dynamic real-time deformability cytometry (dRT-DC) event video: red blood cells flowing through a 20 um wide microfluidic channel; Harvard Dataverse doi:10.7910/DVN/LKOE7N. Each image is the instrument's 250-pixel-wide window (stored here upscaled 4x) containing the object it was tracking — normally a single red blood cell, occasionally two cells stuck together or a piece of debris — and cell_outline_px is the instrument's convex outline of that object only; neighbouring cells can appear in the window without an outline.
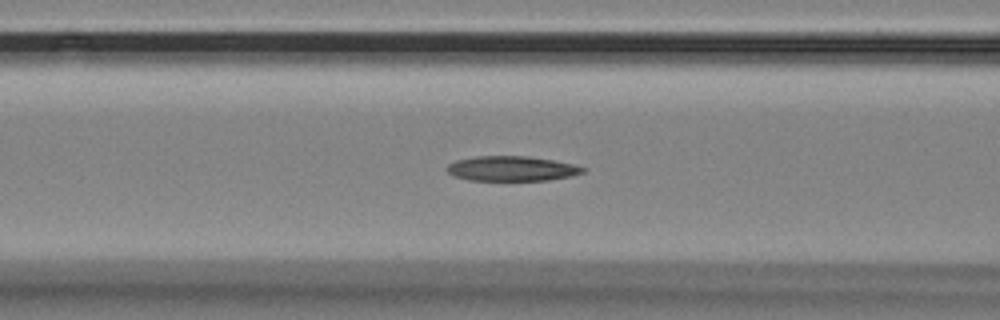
{"species": "Egyptian fruit bat (a non-hibernating species)", "species_latin": "Rousettus aegyptiacus", "temperature_condition": "room temperature", "stored_images_in_passage": 34, "camera_frame_rate_fps": 3000, "um_per_image_px": 0.085, "animal": {"sex": "female"}, "frame": {"image": 1, "passage_image": 9, "time_ms": 2.667, "image_size_px": [1000, 320], "cell_outline_px": [[588, 168], [584, 172], [572, 176], [548, 180], [468, 180], [452, 176], [444, 168], [448, 164], [456, 160], [476, 156], [528, 156], [552, 160], [572, 164]], "centroid_in_image_um": [43.47, 14.33], "position_along_channel_um": 123.1, "area_um2": 19.83}}
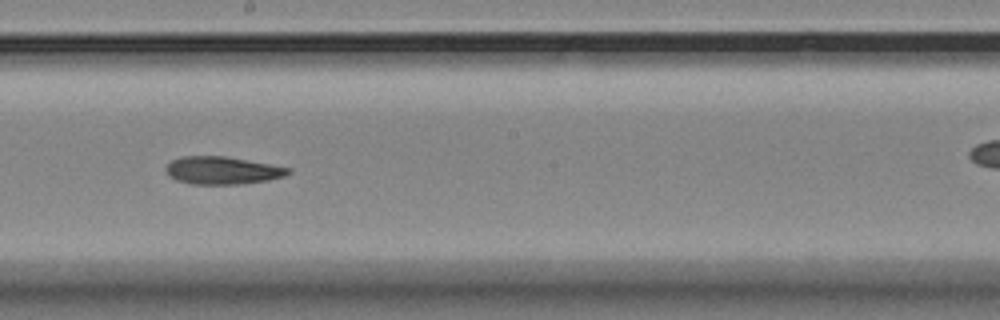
{"frame": {"image": 2, "passage_image": 18, "time_ms": 5.667, "image_size_px": [1000, 320], "cell_outline_px": [[292, 172], [284, 176], [268, 180], [240, 184], [192, 184], [176, 180], [168, 176], [164, 168], [172, 160], [180, 156], [224, 156], [292, 168]], "centroid_in_image_um": [18.88, 14.49], "position_along_channel_um": 229.3, "area_um2": 19.77}}
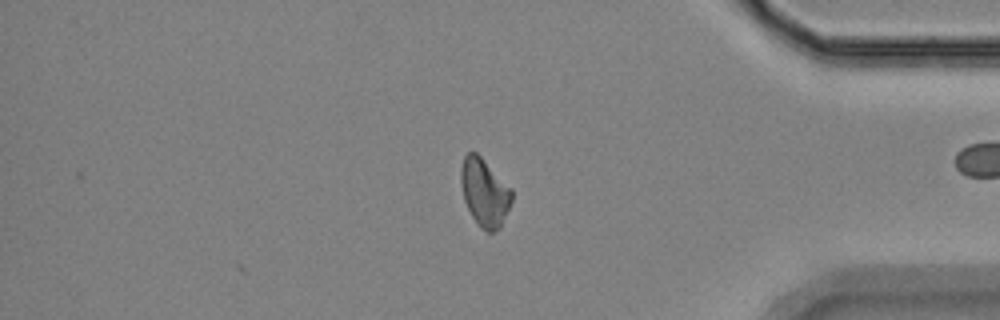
{"frame": {"image": 3, "passage_image": 34, "time_ms": 11.0, "image_size_px": [1000, 320], "cell_outline_px": [[512, 200], [500, 228], [492, 232], [488, 232], [480, 228], [472, 216], [464, 200], [460, 184], [460, 168], [464, 156], [468, 152], [476, 152], [512, 188]], "centroid_in_image_um": [41.17, 16.35], "position_along_channel_um": 394.0, "area_um2": 20.11}}